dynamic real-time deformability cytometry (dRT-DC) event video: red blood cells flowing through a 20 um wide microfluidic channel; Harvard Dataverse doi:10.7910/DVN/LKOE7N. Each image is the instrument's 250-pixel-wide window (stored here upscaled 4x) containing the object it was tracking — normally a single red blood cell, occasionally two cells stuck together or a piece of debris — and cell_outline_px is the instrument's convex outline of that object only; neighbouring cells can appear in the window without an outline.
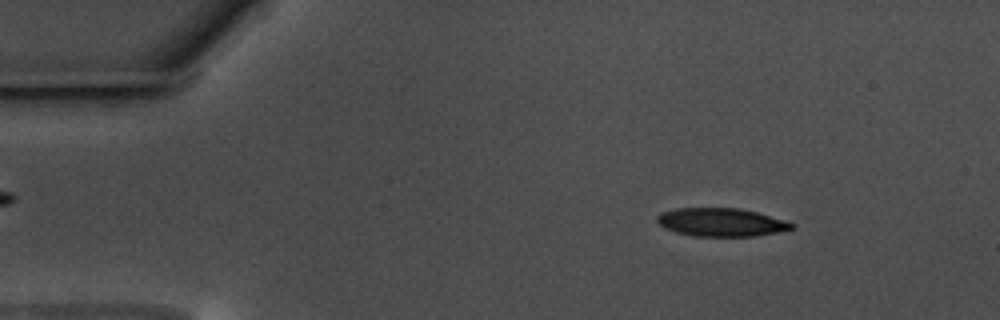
{"species": "common noctule bat (a hibernating species)", "species_latin": "Nyctalus noctula", "temperature_condition": "warm", "stored_images_in_passage": 54, "camera_frame_rate_fps": 3000, "um_per_image_px": 0.085, "animal": {"sex": "male", "body_mass_g": 17.5, "forearm_length_mm": 52.3}, "frame": {"image": 1, "passage_image": 4, "time_ms": 1.0, "image_size_px": [1000, 320], "cell_outline_px": [[796, 228], [756, 236], [696, 236], [676, 232], [664, 228], [656, 220], [656, 216], [660, 212], [676, 208], [740, 208], [788, 220], [796, 224]], "centroid_in_image_um": [61.33, 18.88], "position_along_channel_um": 23.7, "area_um2": 22.37}}
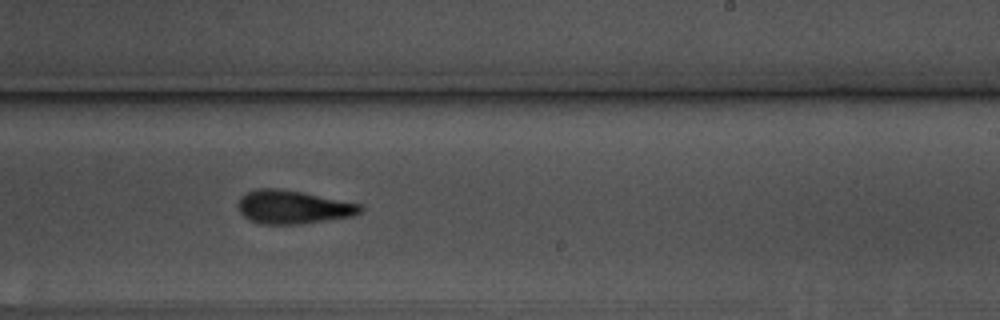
{"frame": {"image": 2, "passage_image": 31, "time_ms": 10.0, "image_size_px": [1000, 320], "cell_outline_px": [[364, 208], [360, 212], [352, 216], [300, 224], [264, 224], [248, 220], [240, 212], [240, 200], [248, 192], [256, 188], [276, 188], [300, 192], [364, 204]], "centroid_in_image_um": [24.95, 17.6], "position_along_channel_um": 264.0, "area_um2": 23.52}}
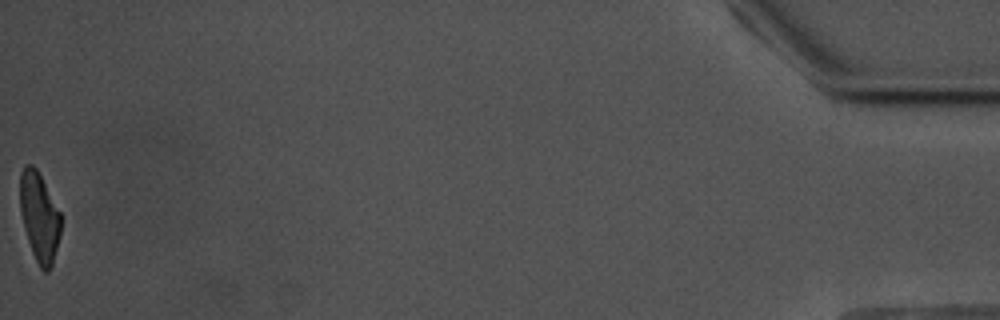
{"frame": {"image": 3, "passage_image": 54, "time_ms": 17.667, "image_size_px": [1000, 320], "cell_outline_px": [[60, 232], [52, 264], [48, 272], [44, 272], [40, 268], [32, 252], [24, 228], [20, 212], [20, 172], [24, 164], [32, 164], [36, 168], [60, 212]], "centroid_in_image_um": [3.32, 18.42], "position_along_channel_um": 431.9, "area_um2": 20.92}, "authors_computed_cell_mechanics": {"area_um2": 23.409, "velocity_mm_per_s": 3.5179, "shape_relaxation_time_tau1_ms": 4.1685, "shape_relaxation_time_tau2_ms": 3.9683, "deformation_change_tau1": 0.1568, "deformation_change_tau2": 0.1305}}